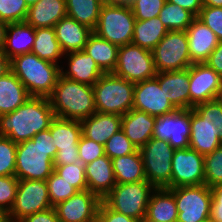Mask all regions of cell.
I'll return each instance as SVG.
<instances>
[{
	"mask_svg": "<svg viewBox=\"0 0 222 222\" xmlns=\"http://www.w3.org/2000/svg\"><path fill=\"white\" fill-rule=\"evenodd\" d=\"M54 118L48 98L31 96L15 111L0 115V136L10 138L14 143L30 140L49 129Z\"/></svg>",
	"mask_w": 222,
	"mask_h": 222,
	"instance_id": "6da1fadb",
	"label": "cell"
},
{
	"mask_svg": "<svg viewBox=\"0 0 222 222\" xmlns=\"http://www.w3.org/2000/svg\"><path fill=\"white\" fill-rule=\"evenodd\" d=\"M50 129L17 143L15 176L19 180H44L54 171L57 148Z\"/></svg>",
	"mask_w": 222,
	"mask_h": 222,
	"instance_id": "7a4b0ae2",
	"label": "cell"
},
{
	"mask_svg": "<svg viewBox=\"0 0 222 222\" xmlns=\"http://www.w3.org/2000/svg\"><path fill=\"white\" fill-rule=\"evenodd\" d=\"M48 99L55 117L82 121L96 112L93 86L61 75Z\"/></svg>",
	"mask_w": 222,
	"mask_h": 222,
	"instance_id": "3957f363",
	"label": "cell"
},
{
	"mask_svg": "<svg viewBox=\"0 0 222 222\" xmlns=\"http://www.w3.org/2000/svg\"><path fill=\"white\" fill-rule=\"evenodd\" d=\"M60 66L39 58L36 54L25 53L10 60V70L23 83L30 96L48 98L59 76Z\"/></svg>",
	"mask_w": 222,
	"mask_h": 222,
	"instance_id": "277c9868",
	"label": "cell"
},
{
	"mask_svg": "<svg viewBox=\"0 0 222 222\" xmlns=\"http://www.w3.org/2000/svg\"><path fill=\"white\" fill-rule=\"evenodd\" d=\"M135 83L104 73L93 85L96 112L125 115L133 108Z\"/></svg>",
	"mask_w": 222,
	"mask_h": 222,
	"instance_id": "5b68a950",
	"label": "cell"
},
{
	"mask_svg": "<svg viewBox=\"0 0 222 222\" xmlns=\"http://www.w3.org/2000/svg\"><path fill=\"white\" fill-rule=\"evenodd\" d=\"M135 21L129 4H103L93 32L121 47L132 42Z\"/></svg>",
	"mask_w": 222,
	"mask_h": 222,
	"instance_id": "8992f818",
	"label": "cell"
},
{
	"mask_svg": "<svg viewBox=\"0 0 222 222\" xmlns=\"http://www.w3.org/2000/svg\"><path fill=\"white\" fill-rule=\"evenodd\" d=\"M154 190L147 180L116 184L102 200L112 210L140 221L146 216L151 192Z\"/></svg>",
	"mask_w": 222,
	"mask_h": 222,
	"instance_id": "52a82bcc",
	"label": "cell"
},
{
	"mask_svg": "<svg viewBox=\"0 0 222 222\" xmlns=\"http://www.w3.org/2000/svg\"><path fill=\"white\" fill-rule=\"evenodd\" d=\"M146 180L155 188L170 189L172 158L175 152L168 141L152 137L139 148Z\"/></svg>",
	"mask_w": 222,
	"mask_h": 222,
	"instance_id": "ba28073f",
	"label": "cell"
},
{
	"mask_svg": "<svg viewBox=\"0 0 222 222\" xmlns=\"http://www.w3.org/2000/svg\"><path fill=\"white\" fill-rule=\"evenodd\" d=\"M169 190L174 194L177 206L176 222H207L209 220L212 193L207 185L180 186Z\"/></svg>",
	"mask_w": 222,
	"mask_h": 222,
	"instance_id": "9c48e42d",
	"label": "cell"
},
{
	"mask_svg": "<svg viewBox=\"0 0 222 222\" xmlns=\"http://www.w3.org/2000/svg\"><path fill=\"white\" fill-rule=\"evenodd\" d=\"M152 53L157 73L181 71L192 65L186 31H169Z\"/></svg>",
	"mask_w": 222,
	"mask_h": 222,
	"instance_id": "30bf717a",
	"label": "cell"
},
{
	"mask_svg": "<svg viewBox=\"0 0 222 222\" xmlns=\"http://www.w3.org/2000/svg\"><path fill=\"white\" fill-rule=\"evenodd\" d=\"M113 73L134 83L155 78L157 71L152 51L132 43L119 47Z\"/></svg>",
	"mask_w": 222,
	"mask_h": 222,
	"instance_id": "8fae6325",
	"label": "cell"
},
{
	"mask_svg": "<svg viewBox=\"0 0 222 222\" xmlns=\"http://www.w3.org/2000/svg\"><path fill=\"white\" fill-rule=\"evenodd\" d=\"M52 208L47 182L44 180H19L15 202L8 213L10 222Z\"/></svg>",
	"mask_w": 222,
	"mask_h": 222,
	"instance_id": "7c38bea8",
	"label": "cell"
},
{
	"mask_svg": "<svg viewBox=\"0 0 222 222\" xmlns=\"http://www.w3.org/2000/svg\"><path fill=\"white\" fill-rule=\"evenodd\" d=\"M49 129L57 148L54 165L80 162L78 152V142L82 135L80 121L55 117Z\"/></svg>",
	"mask_w": 222,
	"mask_h": 222,
	"instance_id": "4fadbf2b",
	"label": "cell"
},
{
	"mask_svg": "<svg viewBox=\"0 0 222 222\" xmlns=\"http://www.w3.org/2000/svg\"><path fill=\"white\" fill-rule=\"evenodd\" d=\"M204 156L191 148L175 149L170 189L204 184Z\"/></svg>",
	"mask_w": 222,
	"mask_h": 222,
	"instance_id": "5bb4252c",
	"label": "cell"
},
{
	"mask_svg": "<svg viewBox=\"0 0 222 222\" xmlns=\"http://www.w3.org/2000/svg\"><path fill=\"white\" fill-rule=\"evenodd\" d=\"M190 109H177L175 112L156 117L153 137L166 140L175 149L189 148Z\"/></svg>",
	"mask_w": 222,
	"mask_h": 222,
	"instance_id": "9a60e30c",
	"label": "cell"
},
{
	"mask_svg": "<svg viewBox=\"0 0 222 222\" xmlns=\"http://www.w3.org/2000/svg\"><path fill=\"white\" fill-rule=\"evenodd\" d=\"M102 200L89 190L77 191L67 200L54 206L61 222H92Z\"/></svg>",
	"mask_w": 222,
	"mask_h": 222,
	"instance_id": "2e32d148",
	"label": "cell"
},
{
	"mask_svg": "<svg viewBox=\"0 0 222 222\" xmlns=\"http://www.w3.org/2000/svg\"><path fill=\"white\" fill-rule=\"evenodd\" d=\"M189 109L215 100L222 78L207 64L197 63L189 67Z\"/></svg>",
	"mask_w": 222,
	"mask_h": 222,
	"instance_id": "e0dca14e",
	"label": "cell"
},
{
	"mask_svg": "<svg viewBox=\"0 0 222 222\" xmlns=\"http://www.w3.org/2000/svg\"><path fill=\"white\" fill-rule=\"evenodd\" d=\"M132 109L143 111L154 117L167 115L177 110L166 98L155 78L135 83Z\"/></svg>",
	"mask_w": 222,
	"mask_h": 222,
	"instance_id": "ac0fdd59",
	"label": "cell"
},
{
	"mask_svg": "<svg viewBox=\"0 0 222 222\" xmlns=\"http://www.w3.org/2000/svg\"><path fill=\"white\" fill-rule=\"evenodd\" d=\"M186 33L191 64L205 63L219 43L215 33L197 17Z\"/></svg>",
	"mask_w": 222,
	"mask_h": 222,
	"instance_id": "d6986e66",
	"label": "cell"
},
{
	"mask_svg": "<svg viewBox=\"0 0 222 222\" xmlns=\"http://www.w3.org/2000/svg\"><path fill=\"white\" fill-rule=\"evenodd\" d=\"M155 79L176 109H189V67L181 71L157 73Z\"/></svg>",
	"mask_w": 222,
	"mask_h": 222,
	"instance_id": "ffe728a7",
	"label": "cell"
},
{
	"mask_svg": "<svg viewBox=\"0 0 222 222\" xmlns=\"http://www.w3.org/2000/svg\"><path fill=\"white\" fill-rule=\"evenodd\" d=\"M88 190L101 200L116 185L112 159L106 154L84 165Z\"/></svg>",
	"mask_w": 222,
	"mask_h": 222,
	"instance_id": "44dd1931",
	"label": "cell"
},
{
	"mask_svg": "<svg viewBox=\"0 0 222 222\" xmlns=\"http://www.w3.org/2000/svg\"><path fill=\"white\" fill-rule=\"evenodd\" d=\"M80 123L84 137L105 145L122 128V116L95 112Z\"/></svg>",
	"mask_w": 222,
	"mask_h": 222,
	"instance_id": "7402d4cb",
	"label": "cell"
},
{
	"mask_svg": "<svg viewBox=\"0 0 222 222\" xmlns=\"http://www.w3.org/2000/svg\"><path fill=\"white\" fill-rule=\"evenodd\" d=\"M56 38L62 51L68 52L83 50L88 37L93 30L88 26L78 23L71 17H63L55 26Z\"/></svg>",
	"mask_w": 222,
	"mask_h": 222,
	"instance_id": "603a6c76",
	"label": "cell"
},
{
	"mask_svg": "<svg viewBox=\"0 0 222 222\" xmlns=\"http://www.w3.org/2000/svg\"><path fill=\"white\" fill-rule=\"evenodd\" d=\"M69 70L61 68V76L72 81L93 86L104 74L84 50L68 52Z\"/></svg>",
	"mask_w": 222,
	"mask_h": 222,
	"instance_id": "cb8c5ba5",
	"label": "cell"
},
{
	"mask_svg": "<svg viewBox=\"0 0 222 222\" xmlns=\"http://www.w3.org/2000/svg\"><path fill=\"white\" fill-rule=\"evenodd\" d=\"M156 117L143 111L131 109L125 115H122V130L139 149L144 146L152 137Z\"/></svg>",
	"mask_w": 222,
	"mask_h": 222,
	"instance_id": "d4e9b609",
	"label": "cell"
},
{
	"mask_svg": "<svg viewBox=\"0 0 222 222\" xmlns=\"http://www.w3.org/2000/svg\"><path fill=\"white\" fill-rule=\"evenodd\" d=\"M66 16V0H40L29 7L25 22L35 29L54 28Z\"/></svg>",
	"mask_w": 222,
	"mask_h": 222,
	"instance_id": "484cf974",
	"label": "cell"
},
{
	"mask_svg": "<svg viewBox=\"0 0 222 222\" xmlns=\"http://www.w3.org/2000/svg\"><path fill=\"white\" fill-rule=\"evenodd\" d=\"M34 41L33 26L26 22L9 23L2 52L11 60L16 56L31 53Z\"/></svg>",
	"mask_w": 222,
	"mask_h": 222,
	"instance_id": "4316f807",
	"label": "cell"
},
{
	"mask_svg": "<svg viewBox=\"0 0 222 222\" xmlns=\"http://www.w3.org/2000/svg\"><path fill=\"white\" fill-rule=\"evenodd\" d=\"M190 131L189 148L203 156L212 153L222 144L214 130L193 108L190 109Z\"/></svg>",
	"mask_w": 222,
	"mask_h": 222,
	"instance_id": "83f0119b",
	"label": "cell"
},
{
	"mask_svg": "<svg viewBox=\"0 0 222 222\" xmlns=\"http://www.w3.org/2000/svg\"><path fill=\"white\" fill-rule=\"evenodd\" d=\"M30 97L23 83L11 70L0 77V115L15 111Z\"/></svg>",
	"mask_w": 222,
	"mask_h": 222,
	"instance_id": "f1b7e54d",
	"label": "cell"
},
{
	"mask_svg": "<svg viewBox=\"0 0 222 222\" xmlns=\"http://www.w3.org/2000/svg\"><path fill=\"white\" fill-rule=\"evenodd\" d=\"M118 49V46L93 32L83 50L90 55L103 73H113L117 64Z\"/></svg>",
	"mask_w": 222,
	"mask_h": 222,
	"instance_id": "f546056e",
	"label": "cell"
},
{
	"mask_svg": "<svg viewBox=\"0 0 222 222\" xmlns=\"http://www.w3.org/2000/svg\"><path fill=\"white\" fill-rule=\"evenodd\" d=\"M177 215L174 194L166 188L155 189L149 199L146 217L158 222H176Z\"/></svg>",
	"mask_w": 222,
	"mask_h": 222,
	"instance_id": "4dcf8cb0",
	"label": "cell"
},
{
	"mask_svg": "<svg viewBox=\"0 0 222 222\" xmlns=\"http://www.w3.org/2000/svg\"><path fill=\"white\" fill-rule=\"evenodd\" d=\"M116 184L146 180L144 165L139 149L134 153L112 159Z\"/></svg>",
	"mask_w": 222,
	"mask_h": 222,
	"instance_id": "1f68e13d",
	"label": "cell"
},
{
	"mask_svg": "<svg viewBox=\"0 0 222 222\" xmlns=\"http://www.w3.org/2000/svg\"><path fill=\"white\" fill-rule=\"evenodd\" d=\"M168 32L159 17L136 20L131 43L152 51Z\"/></svg>",
	"mask_w": 222,
	"mask_h": 222,
	"instance_id": "d6a6232c",
	"label": "cell"
},
{
	"mask_svg": "<svg viewBox=\"0 0 222 222\" xmlns=\"http://www.w3.org/2000/svg\"><path fill=\"white\" fill-rule=\"evenodd\" d=\"M31 53L56 64L57 59L65 55L56 38L55 29L52 27L35 29V41Z\"/></svg>",
	"mask_w": 222,
	"mask_h": 222,
	"instance_id": "836d02e7",
	"label": "cell"
},
{
	"mask_svg": "<svg viewBox=\"0 0 222 222\" xmlns=\"http://www.w3.org/2000/svg\"><path fill=\"white\" fill-rule=\"evenodd\" d=\"M102 5L101 0H66L67 16L94 30Z\"/></svg>",
	"mask_w": 222,
	"mask_h": 222,
	"instance_id": "e575fe53",
	"label": "cell"
},
{
	"mask_svg": "<svg viewBox=\"0 0 222 222\" xmlns=\"http://www.w3.org/2000/svg\"><path fill=\"white\" fill-rule=\"evenodd\" d=\"M158 17L169 31H186L196 18L191 12L168 1H165Z\"/></svg>",
	"mask_w": 222,
	"mask_h": 222,
	"instance_id": "d590c367",
	"label": "cell"
},
{
	"mask_svg": "<svg viewBox=\"0 0 222 222\" xmlns=\"http://www.w3.org/2000/svg\"><path fill=\"white\" fill-rule=\"evenodd\" d=\"M193 109L216 133L222 142V106L215 100L200 103Z\"/></svg>",
	"mask_w": 222,
	"mask_h": 222,
	"instance_id": "8d00e7d4",
	"label": "cell"
},
{
	"mask_svg": "<svg viewBox=\"0 0 222 222\" xmlns=\"http://www.w3.org/2000/svg\"><path fill=\"white\" fill-rule=\"evenodd\" d=\"M204 184L209 188L222 183V144L204 156Z\"/></svg>",
	"mask_w": 222,
	"mask_h": 222,
	"instance_id": "74e56055",
	"label": "cell"
},
{
	"mask_svg": "<svg viewBox=\"0 0 222 222\" xmlns=\"http://www.w3.org/2000/svg\"><path fill=\"white\" fill-rule=\"evenodd\" d=\"M49 200L52 207L73 196L77 190L59 176L55 171L46 179Z\"/></svg>",
	"mask_w": 222,
	"mask_h": 222,
	"instance_id": "f35d334b",
	"label": "cell"
},
{
	"mask_svg": "<svg viewBox=\"0 0 222 222\" xmlns=\"http://www.w3.org/2000/svg\"><path fill=\"white\" fill-rule=\"evenodd\" d=\"M54 171L77 191L88 190L85 168L81 162L67 165H54Z\"/></svg>",
	"mask_w": 222,
	"mask_h": 222,
	"instance_id": "ab89813d",
	"label": "cell"
},
{
	"mask_svg": "<svg viewBox=\"0 0 222 222\" xmlns=\"http://www.w3.org/2000/svg\"><path fill=\"white\" fill-rule=\"evenodd\" d=\"M105 154L110 158H117L134 153L137 148L127 138L122 129L117 131L104 145Z\"/></svg>",
	"mask_w": 222,
	"mask_h": 222,
	"instance_id": "60d3db41",
	"label": "cell"
},
{
	"mask_svg": "<svg viewBox=\"0 0 222 222\" xmlns=\"http://www.w3.org/2000/svg\"><path fill=\"white\" fill-rule=\"evenodd\" d=\"M17 143L0 136V176L15 175Z\"/></svg>",
	"mask_w": 222,
	"mask_h": 222,
	"instance_id": "b9f144b4",
	"label": "cell"
},
{
	"mask_svg": "<svg viewBox=\"0 0 222 222\" xmlns=\"http://www.w3.org/2000/svg\"><path fill=\"white\" fill-rule=\"evenodd\" d=\"M28 9L25 0H0V19L7 23L25 22Z\"/></svg>",
	"mask_w": 222,
	"mask_h": 222,
	"instance_id": "7bdbcfd3",
	"label": "cell"
},
{
	"mask_svg": "<svg viewBox=\"0 0 222 222\" xmlns=\"http://www.w3.org/2000/svg\"><path fill=\"white\" fill-rule=\"evenodd\" d=\"M166 0H133L129 3L136 20L158 17Z\"/></svg>",
	"mask_w": 222,
	"mask_h": 222,
	"instance_id": "ee69618b",
	"label": "cell"
},
{
	"mask_svg": "<svg viewBox=\"0 0 222 222\" xmlns=\"http://www.w3.org/2000/svg\"><path fill=\"white\" fill-rule=\"evenodd\" d=\"M18 183L15 175L0 176V208L8 213L14 205Z\"/></svg>",
	"mask_w": 222,
	"mask_h": 222,
	"instance_id": "f6af8a7d",
	"label": "cell"
},
{
	"mask_svg": "<svg viewBox=\"0 0 222 222\" xmlns=\"http://www.w3.org/2000/svg\"><path fill=\"white\" fill-rule=\"evenodd\" d=\"M79 160L83 165L93 162L97 158L105 155L104 145L96 143L83 135L78 142Z\"/></svg>",
	"mask_w": 222,
	"mask_h": 222,
	"instance_id": "bcb514c9",
	"label": "cell"
},
{
	"mask_svg": "<svg viewBox=\"0 0 222 222\" xmlns=\"http://www.w3.org/2000/svg\"><path fill=\"white\" fill-rule=\"evenodd\" d=\"M222 41V7L203 6L197 17Z\"/></svg>",
	"mask_w": 222,
	"mask_h": 222,
	"instance_id": "7dc6e473",
	"label": "cell"
},
{
	"mask_svg": "<svg viewBox=\"0 0 222 222\" xmlns=\"http://www.w3.org/2000/svg\"><path fill=\"white\" fill-rule=\"evenodd\" d=\"M98 222H139L132 217L126 216L115 210H112L103 200L100 202L97 211Z\"/></svg>",
	"mask_w": 222,
	"mask_h": 222,
	"instance_id": "c3c4849f",
	"label": "cell"
},
{
	"mask_svg": "<svg viewBox=\"0 0 222 222\" xmlns=\"http://www.w3.org/2000/svg\"><path fill=\"white\" fill-rule=\"evenodd\" d=\"M212 193L211 222H222V183L210 188Z\"/></svg>",
	"mask_w": 222,
	"mask_h": 222,
	"instance_id": "681fc988",
	"label": "cell"
},
{
	"mask_svg": "<svg viewBox=\"0 0 222 222\" xmlns=\"http://www.w3.org/2000/svg\"><path fill=\"white\" fill-rule=\"evenodd\" d=\"M19 222H61L54 207L28 215Z\"/></svg>",
	"mask_w": 222,
	"mask_h": 222,
	"instance_id": "f907efd6",
	"label": "cell"
},
{
	"mask_svg": "<svg viewBox=\"0 0 222 222\" xmlns=\"http://www.w3.org/2000/svg\"><path fill=\"white\" fill-rule=\"evenodd\" d=\"M205 64L211 67L222 78V41H219Z\"/></svg>",
	"mask_w": 222,
	"mask_h": 222,
	"instance_id": "816d5d0a",
	"label": "cell"
},
{
	"mask_svg": "<svg viewBox=\"0 0 222 222\" xmlns=\"http://www.w3.org/2000/svg\"><path fill=\"white\" fill-rule=\"evenodd\" d=\"M172 4L178 5L185 10L191 12L195 17H198L203 8L202 0H166Z\"/></svg>",
	"mask_w": 222,
	"mask_h": 222,
	"instance_id": "f5cc1de1",
	"label": "cell"
},
{
	"mask_svg": "<svg viewBox=\"0 0 222 222\" xmlns=\"http://www.w3.org/2000/svg\"><path fill=\"white\" fill-rule=\"evenodd\" d=\"M10 70V60L8 57L0 50V77L6 74Z\"/></svg>",
	"mask_w": 222,
	"mask_h": 222,
	"instance_id": "db71d44e",
	"label": "cell"
},
{
	"mask_svg": "<svg viewBox=\"0 0 222 222\" xmlns=\"http://www.w3.org/2000/svg\"><path fill=\"white\" fill-rule=\"evenodd\" d=\"M8 24L9 23H7L6 21L0 19V50H2L5 42Z\"/></svg>",
	"mask_w": 222,
	"mask_h": 222,
	"instance_id": "11a10c76",
	"label": "cell"
},
{
	"mask_svg": "<svg viewBox=\"0 0 222 222\" xmlns=\"http://www.w3.org/2000/svg\"><path fill=\"white\" fill-rule=\"evenodd\" d=\"M203 6L222 7V0H202Z\"/></svg>",
	"mask_w": 222,
	"mask_h": 222,
	"instance_id": "9f6ffc18",
	"label": "cell"
},
{
	"mask_svg": "<svg viewBox=\"0 0 222 222\" xmlns=\"http://www.w3.org/2000/svg\"><path fill=\"white\" fill-rule=\"evenodd\" d=\"M0 222H10L8 217V212L0 208Z\"/></svg>",
	"mask_w": 222,
	"mask_h": 222,
	"instance_id": "6f0895ef",
	"label": "cell"
},
{
	"mask_svg": "<svg viewBox=\"0 0 222 222\" xmlns=\"http://www.w3.org/2000/svg\"><path fill=\"white\" fill-rule=\"evenodd\" d=\"M103 4H125V0H101Z\"/></svg>",
	"mask_w": 222,
	"mask_h": 222,
	"instance_id": "680465c9",
	"label": "cell"
},
{
	"mask_svg": "<svg viewBox=\"0 0 222 222\" xmlns=\"http://www.w3.org/2000/svg\"><path fill=\"white\" fill-rule=\"evenodd\" d=\"M215 101L222 106V84L217 92V95L215 97Z\"/></svg>",
	"mask_w": 222,
	"mask_h": 222,
	"instance_id": "91938a15",
	"label": "cell"
},
{
	"mask_svg": "<svg viewBox=\"0 0 222 222\" xmlns=\"http://www.w3.org/2000/svg\"><path fill=\"white\" fill-rule=\"evenodd\" d=\"M38 1H40V0H25V2L27 3L28 7L34 5Z\"/></svg>",
	"mask_w": 222,
	"mask_h": 222,
	"instance_id": "94428289",
	"label": "cell"
},
{
	"mask_svg": "<svg viewBox=\"0 0 222 222\" xmlns=\"http://www.w3.org/2000/svg\"><path fill=\"white\" fill-rule=\"evenodd\" d=\"M139 222H158V221L148 219L146 216H144Z\"/></svg>",
	"mask_w": 222,
	"mask_h": 222,
	"instance_id": "6125c7cd",
	"label": "cell"
},
{
	"mask_svg": "<svg viewBox=\"0 0 222 222\" xmlns=\"http://www.w3.org/2000/svg\"><path fill=\"white\" fill-rule=\"evenodd\" d=\"M133 0H125V4L131 3Z\"/></svg>",
	"mask_w": 222,
	"mask_h": 222,
	"instance_id": "be15d7a7",
	"label": "cell"
}]
</instances>
